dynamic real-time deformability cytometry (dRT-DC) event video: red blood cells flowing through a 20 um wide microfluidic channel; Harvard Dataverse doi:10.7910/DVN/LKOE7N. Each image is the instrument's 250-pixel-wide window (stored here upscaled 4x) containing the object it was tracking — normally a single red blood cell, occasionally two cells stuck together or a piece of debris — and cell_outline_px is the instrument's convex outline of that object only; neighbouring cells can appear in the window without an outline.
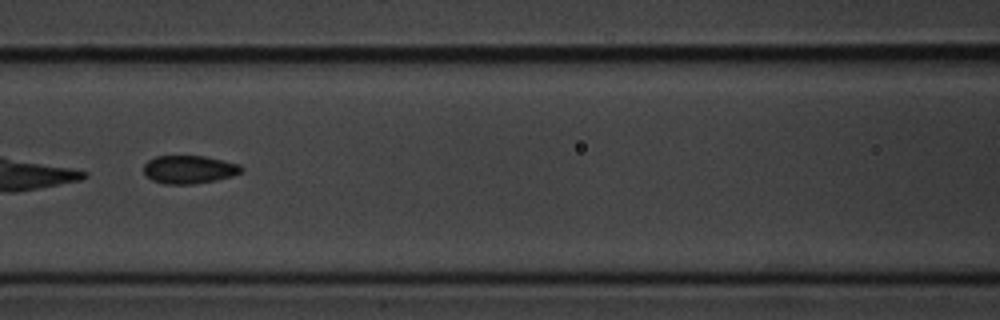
{"species": "common noctule bat (a hibernating species)", "species_latin": "Nyctalus noctula", "temperature_condition": "cold", "stored_images_in_passage": 50, "camera_frame_rate_fps": 3000, "um_per_image_px": 0.085, "animal": {"sex": "male", "body_mass_g": 20.1, "forearm_length_mm": 53.5}, "frame": {"image": 1, "passage_image": 20, "time_ms": 6.333, "image_size_px": [1000, 320], "cell_outline_px": [[244, 168], [240, 172], [232, 176], [216, 180], [192, 184], [164, 184], [152, 180], [144, 176], [144, 164], [148, 160], [156, 156], [204, 156], [240, 164]], "centroid_in_image_um": [16.05, 14.41], "position_along_channel_um": 150.6, "area_um2": 16.07}}
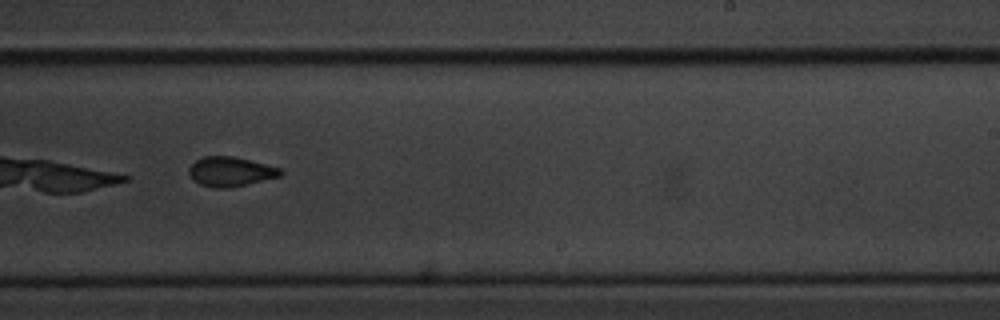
{"frame": {"image": 2, "passage_image": 30, "time_ms": 9.667, "image_size_px": [1000, 320], "cell_outline_px": [[284, 172], [280, 176], [228, 188], [212, 188], [200, 184], [192, 180], [188, 172], [188, 168], [196, 160], [204, 156], [232, 156], [280, 168]], "centroid_in_image_um": [19.54, 14.59], "position_along_channel_um": 269.5, "area_um2": 15.61}}
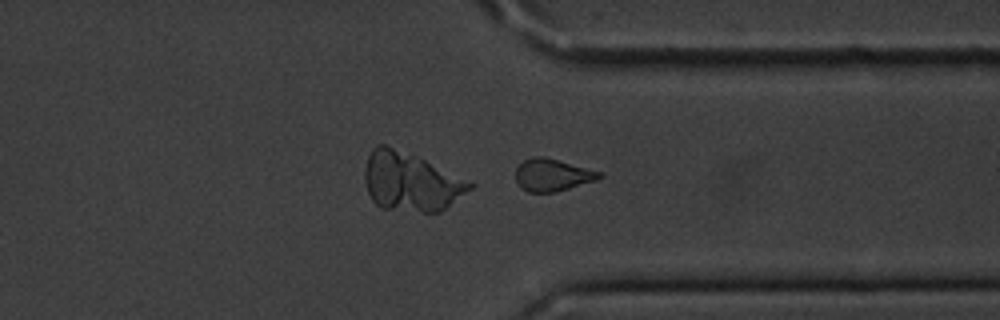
{"frame": {"image": 3, "passage_image": 38, "time_ms": 12.333, "image_size_px": [1000, 320], "cell_outline_px": [[604, 176], [596, 180], [568, 188], [552, 192], [528, 192], [520, 188], [516, 180], [516, 168], [524, 160], [532, 156], [544, 156], [600, 172]], "centroid_in_image_um": [46.91, 14.87], "position_along_channel_um": 364.5, "area_um2": 15.55}, "authors_computed_cell_mechanics": {"area_um2": 16.2707, "velocity_mm_per_s": 3.5743, "shape_relaxation_time_tau1_ms": 3.0096, "shape_relaxation_time_tau2_ms": 2.037, "deformation_change_tau1": 0.0918, "deformation_change_tau2": 0.0672}}